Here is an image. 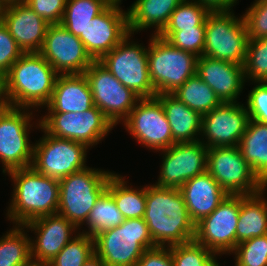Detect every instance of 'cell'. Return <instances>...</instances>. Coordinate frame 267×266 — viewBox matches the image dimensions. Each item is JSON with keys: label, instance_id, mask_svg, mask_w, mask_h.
<instances>
[{"label": "cell", "instance_id": "1", "mask_svg": "<svg viewBox=\"0 0 267 266\" xmlns=\"http://www.w3.org/2000/svg\"><path fill=\"white\" fill-rule=\"evenodd\" d=\"M144 221L155 246L170 247L194 240L195 223L180 189L146 184Z\"/></svg>", "mask_w": 267, "mask_h": 266}, {"label": "cell", "instance_id": "2", "mask_svg": "<svg viewBox=\"0 0 267 266\" xmlns=\"http://www.w3.org/2000/svg\"><path fill=\"white\" fill-rule=\"evenodd\" d=\"M58 75L39 52L24 53L3 77L6 104L40 111L50 102Z\"/></svg>", "mask_w": 267, "mask_h": 266}, {"label": "cell", "instance_id": "3", "mask_svg": "<svg viewBox=\"0 0 267 266\" xmlns=\"http://www.w3.org/2000/svg\"><path fill=\"white\" fill-rule=\"evenodd\" d=\"M5 175L13 186L5 215L10 223L24 225L35 218L57 214L58 179L38 173L32 167L11 170Z\"/></svg>", "mask_w": 267, "mask_h": 266}, {"label": "cell", "instance_id": "4", "mask_svg": "<svg viewBox=\"0 0 267 266\" xmlns=\"http://www.w3.org/2000/svg\"><path fill=\"white\" fill-rule=\"evenodd\" d=\"M93 239L95 254L105 266H137L143 253L156 247L144 218L125 219Z\"/></svg>", "mask_w": 267, "mask_h": 266}, {"label": "cell", "instance_id": "5", "mask_svg": "<svg viewBox=\"0 0 267 266\" xmlns=\"http://www.w3.org/2000/svg\"><path fill=\"white\" fill-rule=\"evenodd\" d=\"M113 173L114 171L88 166L60 179L57 214L81 229L94 204L107 190L109 178Z\"/></svg>", "mask_w": 267, "mask_h": 266}, {"label": "cell", "instance_id": "6", "mask_svg": "<svg viewBox=\"0 0 267 266\" xmlns=\"http://www.w3.org/2000/svg\"><path fill=\"white\" fill-rule=\"evenodd\" d=\"M34 111L37 112L8 105L0 109V163L3 175L11 170L31 167L34 142L29 139V134L34 131L32 127L40 128V119L38 116L37 120L34 118ZM33 119L35 122H32Z\"/></svg>", "mask_w": 267, "mask_h": 266}, {"label": "cell", "instance_id": "7", "mask_svg": "<svg viewBox=\"0 0 267 266\" xmlns=\"http://www.w3.org/2000/svg\"><path fill=\"white\" fill-rule=\"evenodd\" d=\"M148 68L156 94H172L196 74L198 57L172 46L158 35L150 36Z\"/></svg>", "mask_w": 267, "mask_h": 266}, {"label": "cell", "instance_id": "8", "mask_svg": "<svg viewBox=\"0 0 267 266\" xmlns=\"http://www.w3.org/2000/svg\"><path fill=\"white\" fill-rule=\"evenodd\" d=\"M234 13L217 10L207 15L203 55L244 66L249 38L243 16Z\"/></svg>", "mask_w": 267, "mask_h": 266}, {"label": "cell", "instance_id": "9", "mask_svg": "<svg viewBox=\"0 0 267 266\" xmlns=\"http://www.w3.org/2000/svg\"><path fill=\"white\" fill-rule=\"evenodd\" d=\"M129 33L111 52L99 62L124 86L140 98L156 97V91L149 76L148 47L133 41Z\"/></svg>", "mask_w": 267, "mask_h": 266}, {"label": "cell", "instance_id": "10", "mask_svg": "<svg viewBox=\"0 0 267 266\" xmlns=\"http://www.w3.org/2000/svg\"><path fill=\"white\" fill-rule=\"evenodd\" d=\"M44 134L36 140L31 167L38 173L58 180L87 168L88 148L83 143Z\"/></svg>", "mask_w": 267, "mask_h": 266}, {"label": "cell", "instance_id": "11", "mask_svg": "<svg viewBox=\"0 0 267 266\" xmlns=\"http://www.w3.org/2000/svg\"><path fill=\"white\" fill-rule=\"evenodd\" d=\"M207 171L228 195H253L267 187L243 158L239 146L208 148Z\"/></svg>", "mask_w": 267, "mask_h": 266}, {"label": "cell", "instance_id": "12", "mask_svg": "<svg viewBox=\"0 0 267 266\" xmlns=\"http://www.w3.org/2000/svg\"><path fill=\"white\" fill-rule=\"evenodd\" d=\"M39 118L47 134L83 143L90 149L102 143L114 128L95 105L84 112L47 113Z\"/></svg>", "mask_w": 267, "mask_h": 266}, {"label": "cell", "instance_id": "13", "mask_svg": "<svg viewBox=\"0 0 267 266\" xmlns=\"http://www.w3.org/2000/svg\"><path fill=\"white\" fill-rule=\"evenodd\" d=\"M84 75L90 86L94 105L114 127L123 123L140 97L124 86L99 61H94Z\"/></svg>", "mask_w": 267, "mask_h": 266}, {"label": "cell", "instance_id": "14", "mask_svg": "<svg viewBox=\"0 0 267 266\" xmlns=\"http://www.w3.org/2000/svg\"><path fill=\"white\" fill-rule=\"evenodd\" d=\"M121 125L137 144L155 153L175 144L162 103L157 97L140 98Z\"/></svg>", "mask_w": 267, "mask_h": 266}, {"label": "cell", "instance_id": "15", "mask_svg": "<svg viewBox=\"0 0 267 266\" xmlns=\"http://www.w3.org/2000/svg\"><path fill=\"white\" fill-rule=\"evenodd\" d=\"M240 195H228L208 216L195 224L194 241L216 255H229L236 247Z\"/></svg>", "mask_w": 267, "mask_h": 266}, {"label": "cell", "instance_id": "16", "mask_svg": "<svg viewBox=\"0 0 267 266\" xmlns=\"http://www.w3.org/2000/svg\"><path fill=\"white\" fill-rule=\"evenodd\" d=\"M159 152L162 162L156 186L180 189L186 181L207 171L208 148L200 140L177 142Z\"/></svg>", "mask_w": 267, "mask_h": 266}, {"label": "cell", "instance_id": "17", "mask_svg": "<svg viewBox=\"0 0 267 266\" xmlns=\"http://www.w3.org/2000/svg\"><path fill=\"white\" fill-rule=\"evenodd\" d=\"M39 53L59 75L84 74L94 62L79 37L61 24H50Z\"/></svg>", "mask_w": 267, "mask_h": 266}, {"label": "cell", "instance_id": "18", "mask_svg": "<svg viewBox=\"0 0 267 266\" xmlns=\"http://www.w3.org/2000/svg\"><path fill=\"white\" fill-rule=\"evenodd\" d=\"M249 120L243 103H221L209 113L202 115L200 141L207 148L238 146Z\"/></svg>", "mask_w": 267, "mask_h": 266}, {"label": "cell", "instance_id": "19", "mask_svg": "<svg viewBox=\"0 0 267 266\" xmlns=\"http://www.w3.org/2000/svg\"><path fill=\"white\" fill-rule=\"evenodd\" d=\"M121 4L111 2L91 20L84 36H79L94 61L111 52L129 34L127 10Z\"/></svg>", "mask_w": 267, "mask_h": 266}, {"label": "cell", "instance_id": "20", "mask_svg": "<svg viewBox=\"0 0 267 266\" xmlns=\"http://www.w3.org/2000/svg\"><path fill=\"white\" fill-rule=\"evenodd\" d=\"M35 237H30L31 260L46 266L80 233L79 229L59 214L35 218L23 225ZM74 235V236H73Z\"/></svg>", "mask_w": 267, "mask_h": 266}, {"label": "cell", "instance_id": "21", "mask_svg": "<svg viewBox=\"0 0 267 266\" xmlns=\"http://www.w3.org/2000/svg\"><path fill=\"white\" fill-rule=\"evenodd\" d=\"M196 75L212 88L222 103L238 102L247 82L243 65L204 55L197 59Z\"/></svg>", "mask_w": 267, "mask_h": 266}, {"label": "cell", "instance_id": "22", "mask_svg": "<svg viewBox=\"0 0 267 266\" xmlns=\"http://www.w3.org/2000/svg\"><path fill=\"white\" fill-rule=\"evenodd\" d=\"M2 22L24 53L40 51L50 25L26 3L4 6Z\"/></svg>", "mask_w": 267, "mask_h": 266}, {"label": "cell", "instance_id": "23", "mask_svg": "<svg viewBox=\"0 0 267 266\" xmlns=\"http://www.w3.org/2000/svg\"><path fill=\"white\" fill-rule=\"evenodd\" d=\"M180 191L195 224L210 215L228 196L208 171L186 181Z\"/></svg>", "mask_w": 267, "mask_h": 266}, {"label": "cell", "instance_id": "24", "mask_svg": "<svg viewBox=\"0 0 267 266\" xmlns=\"http://www.w3.org/2000/svg\"><path fill=\"white\" fill-rule=\"evenodd\" d=\"M94 106L84 74L58 75L45 113L84 112ZM48 111V112H47Z\"/></svg>", "mask_w": 267, "mask_h": 266}, {"label": "cell", "instance_id": "25", "mask_svg": "<svg viewBox=\"0 0 267 266\" xmlns=\"http://www.w3.org/2000/svg\"><path fill=\"white\" fill-rule=\"evenodd\" d=\"M183 0H135L127 8L128 30L133 34L153 29L158 35Z\"/></svg>", "mask_w": 267, "mask_h": 266}, {"label": "cell", "instance_id": "26", "mask_svg": "<svg viewBox=\"0 0 267 266\" xmlns=\"http://www.w3.org/2000/svg\"><path fill=\"white\" fill-rule=\"evenodd\" d=\"M166 118L171 127L173 141H199L202 129V115L181 102L173 94H158Z\"/></svg>", "mask_w": 267, "mask_h": 266}, {"label": "cell", "instance_id": "27", "mask_svg": "<svg viewBox=\"0 0 267 266\" xmlns=\"http://www.w3.org/2000/svg\"><path fill=\"white\" fill-rule=\"evenodd\" d=\"M267 187L253 195H240V213L236 227V246L253 237L267 234Z\"/></svg>", "mask_w": 267, "mask_h": 266}, {"label": "cell", "instance_id": "28", "mask_svg": "<svg viewBox=\"0 0 267 266\" xmlns=\"http://www.w3.org/2000/svg\"><path fill=\"white\" fill-rule=\"evenodd\" d=\"M238 146L253 172L267 186V124L250 119Z\"/></svg>", "mask_w": 267, "mask_h": 266}, {"label": "cell", "instance_id": "29", "mask_svg": "<svg viewBox=\"0 0 267 266\" xmlns=\"http://www.w3.org/2000/svg\"><path fill=\"white\" fill-rule=\"evenodd\" d=\"M126 179V176L114 172L109 178L106 191L113 197L125 219L144 218L146 185L138 188L131 183L129 185Z\"/></svg>", "mask_w": 267, "mask_h": 266}, {"label": "cell", "instance_id": "30", "mask_svg": "<svg viewBox=\"0 0 267 266\" xmlns=\"http://www.w3.org/2000/svg\"><path fill=\"white\" fill-rule=\"evenodd\" d=\"M110 3V0H67L60 24L75 36H84L91 20Z\"/></svg>", "mask_w": 267, "mask_h": 266}, {"label": "cell", "instance_id": "31", "mask_svg": "<svg viewBox=\"0 0 267 266\" xmlns=\"http://www.w3.org/2000/svg\"><path fill=\"white\" fill-rule=\"evenodd\" d=\"M23 225H13L0 237V266H22L31 261L30 236Z\"/></svg>", "mask_w": 267, "mask_h": 266}, {"label": "cell", "instance_id": "32", "mask_svg": "<svg viewBox=\"0 0 267 266\" xmlns=\"http://www.w3.org/2000/svg\"><path fill=\"white\" fill-rule=\"evenodd\" d=\"M172 94L201 115L209 113L222 103L212 88L196 74Z\"/></svg>", "mask_w": 267, "mask_h": 266}, {"label": "cell", "instance_id": "33", "mask_svg": "<svg viewBox=\"0 0 267 266\" xmlns=\"http://www.w3.org/2000/svg\"><path fill=\"white\" fill-rule=\"evenodd\" d=\"M125 218L118 210L113 197L105 191L94 204L89 217L80 233L94 237L100 232L119 226ZM82 230V231H81Z\"/></svg>", "mask_w": 267, "mask_h": 266}, {"label": "cell", "instance_id": "34", "mask_svg": "<svg viewBox=\"0 0 267 266\" xmlns=\"http://www.w3.org/2000/svg\"><path fill=\"white\" fill-rule=\"evenodd\" d=\"M211 10L195 0H183L171 14L162 31H180L195 26H206Z\"/></svg>", "mask_w": 267, "mask_h": 266}, {"label": "cell", "instance_id": "35", "mask_svg": "<svg viewBox=\"0 0 267 266\" xmlns=\"http://www.w3.org/2000/svg\"><path fill=\"white\" fill-rule=\"evenodd\" d=\"M94 254V239L79 233L46 266H83Z\"/></svg>", "mask_w": 267, "mask_h": 266}, {"label": "cell", "instance_id": "36", "mask_svg": "<svg viewBox=\"0 0 267 266\" xmlns=\"http://www.w3.org/2000/svg\"><path fill=\"white\" fill-rule=\"evenodd\" d=\"M244 72L247 82H267V38L248 40Z\"/></svg>", "mask_w": 267, "mask_h": 266}, {"label": "cell", "instance_id": "37", "mask_svg": "<svg viewBox=\"0 0 267 266\" xmlns=\"http://www.w3.org/2000/svg\"><path fill=\"white\" fill-rule=\"evenodd\" d=\"M229 255L235 266H267V234L237 244Z\"/></svg>", "mask_w": 267, "mask_h": 266}, {"label": "cell", "instance_id": "38", "mask_svg": "<svg viewBox=\"0 0 267 266\" xmlns=\"http://www.w3.org/2000/svg\"><path fill=\"white\" fill-rule=\"evenodd\" d=\"M206 26H195L180 31H161L158 36L172 46L191 52L197 57L203 55Z\"/></svg>", "mask_w": 267, "mask_h": 266}, {"label": "cell", "instance_id": "39", "mask_svg": "<svg viewBox=\"0 0 267 266\" xmlns=\"http://www.w3.org/2000/svg\"><path fill=\"white\" fill-rule=\"evenodd\" d=\"M174 266H207L217 255L194 240L170 246Z\"/></svg>", "mask_w": 267, "mask_h": 266}, {"label": "cell", "instance_id": "40", "mask_svg": "<svg viewBox=\"0 0 267 266\" xmlns=\"http://www.w3.org/2000/svg\"><path fill=\"white\" fill-rule=\"evenodd\" d=\"M242 14L249 40L267 38V0H254Z\"/></svg>", "mask_w": 267, "mask_h": 266}, {"label": "cell", "instance_id": "41", "mask_svg": "<svg viewBox=\"0 0 267 266\" xmlns=\"http://www.w3.org/2000/svg\"><path fill=\"white\" fill-rule=\"evenodd\" d=\"M254 84L246 96L244 104L250 119L267 124V82H249Z\"/></svg>", "mask_w": 267, "mask_h": 266}, {"label": "cell", "instance_id": "42", "mask_svg": "<svg viewBox=\"0 0 267 266\" xmlns=\"http://www.w3.org/2000/svg\"><path fill=\"white\" fill-rule=\"evenodd\" d=\"M24 54L6 25L0 22V75L4 77L11 66Z\"/></svg>", "mask_w": 267, "mask_h": 266}, {"label": "cell", "instance_id": "43", "mask_svg": "<svg viewBox=\"0 0 267 266\" xmlns=\"http://www.w3.org/2000/svg\"><path fill=\"white\" fill-rule=\"evenodd\" d=\"M67 0H27L26 4L49 24H60Z\"/></svg>", "mask_w": 267, "mask_h": 266}, {"label": "cell", "instance_id": "44", "mask_svg": "<svg viewBox=\"0 0 267 266\" xmlns=\"http://www.w3.org/2000/svg\"><path fill=\"white\" fill-rule=\"evenodd\" d=\"M137 266H174L170 247L156 246L146 250Z\"/></svg>", "mask_w": 267, "mask_h": 266}, {"label": "cell", "instance_id": "45", "mask_svg": "<svg viewBox=\"0 0 267 266\" xmlns=\"http://www.w3.org/2000/svg\"><path fill=\"white\" fill-rule=\"evenodd\" d=\"M202 5L207 6L211 11L233 10V7L239 3V0H195ZM238 1V2H237Z\"/></svg>", "mask_w": 267, "mask_h": 266}, {"label": "cell", "instance_id": "46", "mask_svg": "<svg viewBox=\"0 0 267 266\" xmlns=\"http://www.w3.org/2000/svg\"><path fill=\"white\" fill-rule=\"evenodd\" d=\"M83 266H105L103 261L99 256L94 254L91 258H89Z\"/></svg>", "mask_w": 267, "mask_h": 266}, {"label": "cell", "instance_id": "47", "mask_svg": "<svg viewBox=\"0 0 267 266\" xmlns=\"http://www.w3.org/2000/svg\"><path fill=\"white\" fill-rule=\"evenodd\" d=\"M6 101L4 98V83H3V77L0 75V109L4 108L6 106Z\"/></svg>", "mask_w": 267, "mask_h": 266}, {"label": "cell", "instance_id": "48", "mask_svg": "<svg viewBox=\"0 0 267 266\" xmlns=\"http://www.w3.org/2000/svg\"><path fill=\"white\" fill-rule=\"evenodd\" d=\"M27 0H0V3L3 6H7L10 4H19V3H26Z\"/></svg>", "mask_w": 267, "mask_h": 266}, {"label": "cell", "instance_id": "49", "mask_svg": "<svg viewBox=\"0 0 267 266\" xmlns=\"http://www.w3.org/2000/svg\"><path fill=\"white\" fill-rule=\"evenodd\" d=\"M217 258H219L218 255L207 266H221Z\"/></svg>", "mask_w": 267, "mask_h": 266}, {"label": "cell", "instance_id": "50", "mask_svg": "<svg viewBox=\"0 0 267 266\" xmlns=\"http://www.w3.org/2000/svg\"><path fill=\"white\" fill-rule=\"evenodd\" d=\"M22 266H41L40 264L36 263L34 260L29 261L28 263Z\"/></svg>", "mask_w": 267, "mask_h": 266}, {"label": "cell", "instance_id": "51", "mask_svg": "<svg viewBox=\"0 0 267 266\" xmlns=\"http://www.w3.org/2000/svg\"><path fill=\"white\" fill-rule=\"evenodd\" d=\"M3 5L0 3V22L2 21Z\"/></svg>", "mask_w": 267, "mask_h": 266}, {"label": "cell", "instance_id": "52", "mask_svg": "<svg viewBox=\"0 0 267 266\" xmlns=\"http://www.w3.org/2000/svg\"><path fill=\"white\" fill-rule=\"evenodd\" d=\"M111 2H118V3H122L123 0H110Z\"/></svg>", "mask_w": 267, "mask_h": 266}]
</instances>
